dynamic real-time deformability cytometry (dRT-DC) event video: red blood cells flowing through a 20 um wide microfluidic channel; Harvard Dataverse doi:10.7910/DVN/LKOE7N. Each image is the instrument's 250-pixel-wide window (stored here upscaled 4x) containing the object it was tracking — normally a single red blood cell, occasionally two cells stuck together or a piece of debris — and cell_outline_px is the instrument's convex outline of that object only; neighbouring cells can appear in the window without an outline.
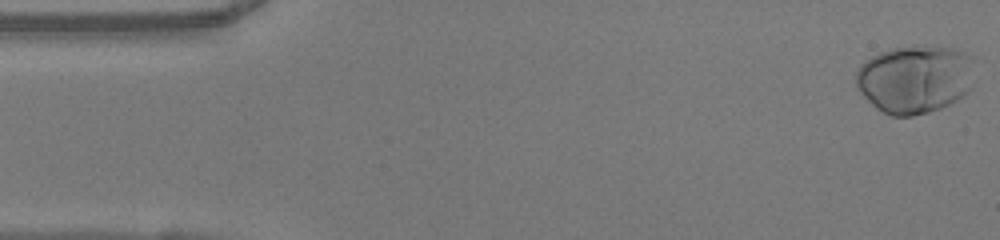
{"species": "human", "species_latin": "Homo sapiens", "temperature_condition": "warm", "stored_images_in_passage": 6, "camera_frame_rate_fps": 3000, "um_per_image_px": 0.085, "donor": {"sex": "female"}, "frame": {"image": 1, "passage_image": 1, "time_ms": 0.0, "image_size_px": [1000, 240], "cell_outline_px": [[972, 84], [968, 92], [964, 96], [940, 108], [928, 112], [912, 116], [892, 116], [876, 108], [860, 92], [856, 84], [856, 72], [860, 64], [864, 60], [880, 52], [892, 48], [912, 44], [916, 44], [956, 48], [972, 56]], "centroid_in_image_um": [77.76, 6.69], "position_along_channel_um": 7.2, "area_um2": 47.69}}